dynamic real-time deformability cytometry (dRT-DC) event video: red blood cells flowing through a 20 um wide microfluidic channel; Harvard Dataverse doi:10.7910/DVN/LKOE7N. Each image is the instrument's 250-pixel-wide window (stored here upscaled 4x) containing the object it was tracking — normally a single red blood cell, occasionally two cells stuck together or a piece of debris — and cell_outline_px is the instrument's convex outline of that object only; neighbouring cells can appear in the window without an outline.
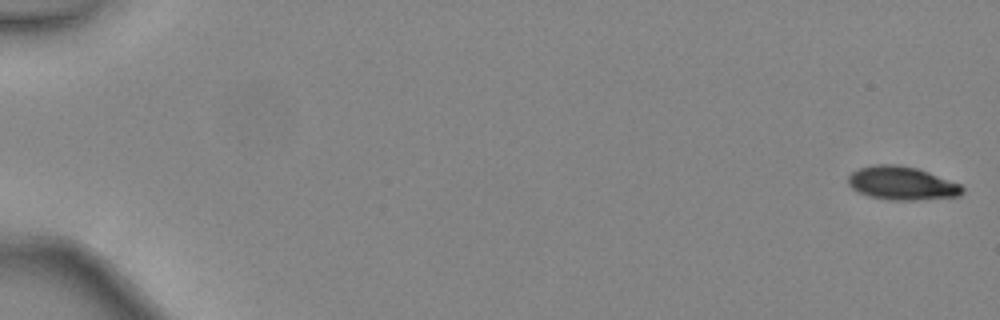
{"species": "common noctule bat (a hibernating species)", "species_latin": "Nyctalus noctula", "temperature_condition": "warm", "stored_images_in_passage": 47, "camera_frame_rate_fps": 3000, "um_per_image_px": 0.085, "animal": {"sex": "female", "body_mass_g": 24.6, "forearm_length_mm": 56.2}, "frame": {"image": 1, "passage_image": 1, "time_ms": 0.0, "image_size_px": [1000, 320], "cell_outline_px": [[964, 192], [960, 196], [916, 200], [892, 200], [868, 196], [852, 188], [848, 184], [848, 176], [852, 172], [860, 168], [872, 164], [896, 164], [916, 168], [928, 172], [960, 184], [964, 188]], "centroid_in_image_um": [76.66, 15.57], "position_along_channel_um": 8.3, "area_um2": 22.2}}
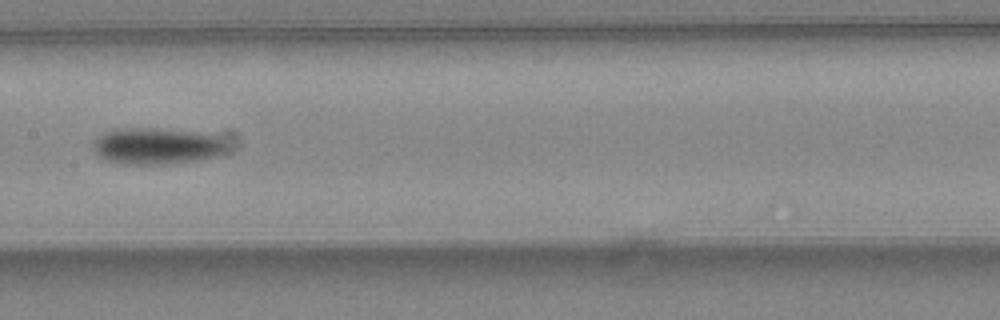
{"frame": {"image": 2, "passage_image": 26, "time_ms": 8.333, "image_size_px": [1000, 320], "cell_outline_px": [[228, 152], [220, 156], [200, 160], [172, 164], [120, 164], [104, 160], [96, 156], [92, 148], [92, 140], [100, 132], [112, 128], [152, 128], [196, 132], [216, 136], [228, 144]], "centroid_in_image_um": [13.26, 12.42], "position_along_channel_um": 194.1, "area_um2": 29.42}}
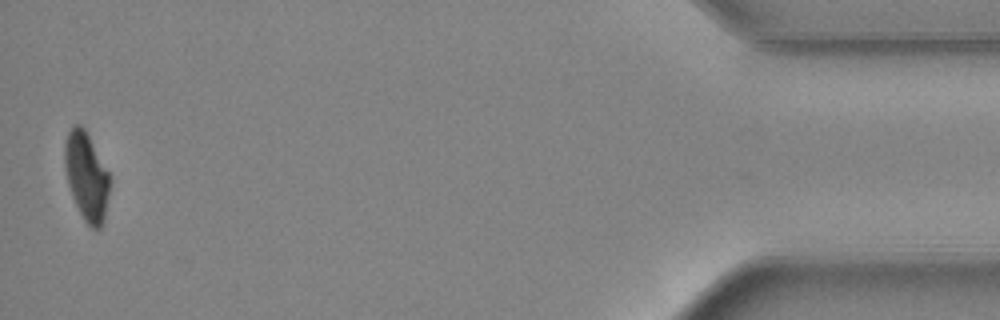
{"frame": {"image": 3, "passage_image": 47, "time_ms": 15.333, "image_size_px": [1000, 320], "cell_outline_px": [[112, 180], [104, 220], [100, 228], [92, 228], [84, 220], [72, 196], [68, 184], [64, 168], [64, 144], [68, 132], [76, 124], [80, 124], [84, 128], [112, 176]], "centroid_in_image_um": [7.38, 14.99], "position_along_channel_um": 427.8, "area_um2": 23.41}, "authors_computed_cell_mechanics": {"area_um2": 25.432, "velocity_mm_per_s": 4.4848, "shape_relaxation_time_tau1_ms": 2.8636, "shape_relaxation_time_tau2_ms": null, "deformation_change_tau1": 0.1315, "deformation_change_tau2": null}}